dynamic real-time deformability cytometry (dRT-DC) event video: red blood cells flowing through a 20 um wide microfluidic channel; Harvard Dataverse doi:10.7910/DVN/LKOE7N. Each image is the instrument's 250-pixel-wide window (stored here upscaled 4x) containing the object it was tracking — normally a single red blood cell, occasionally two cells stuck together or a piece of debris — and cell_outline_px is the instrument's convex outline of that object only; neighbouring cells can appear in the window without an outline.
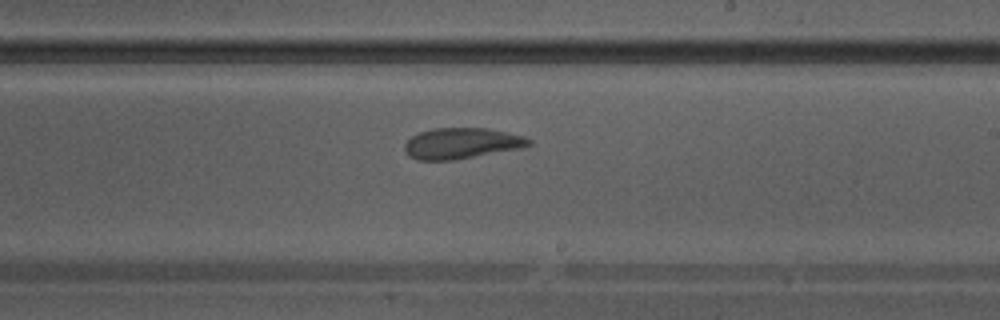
{"species": "Egyptian fruit bat (a non-hibernating species)", "species_latin": "Rousettus aegyptiacus", "temperature_condition": "warm", "stored_images_in_passage": 29, "camera_frame_rate_fps": 3000, "um_per_image_px": 0.085, "animal": {"sex": "male"}, "frame": {"image": 1, "passage_image": 13, "time_ms": 4.0, "image_size_px": [1000, 320], "cell_outline_px": [[532, 144], [524, 148], [452, 160], [416, 160], [408, 156], [404, 148], [404, 144], [412, 136], [420, 132], [432, 128], [488, 128], [508, 132], [524, 136], [532, 140]], "centroid_in_image_um": [39.26, 12.18], "position_along_channel_um": 249.7, "area_um2": 22.54}}